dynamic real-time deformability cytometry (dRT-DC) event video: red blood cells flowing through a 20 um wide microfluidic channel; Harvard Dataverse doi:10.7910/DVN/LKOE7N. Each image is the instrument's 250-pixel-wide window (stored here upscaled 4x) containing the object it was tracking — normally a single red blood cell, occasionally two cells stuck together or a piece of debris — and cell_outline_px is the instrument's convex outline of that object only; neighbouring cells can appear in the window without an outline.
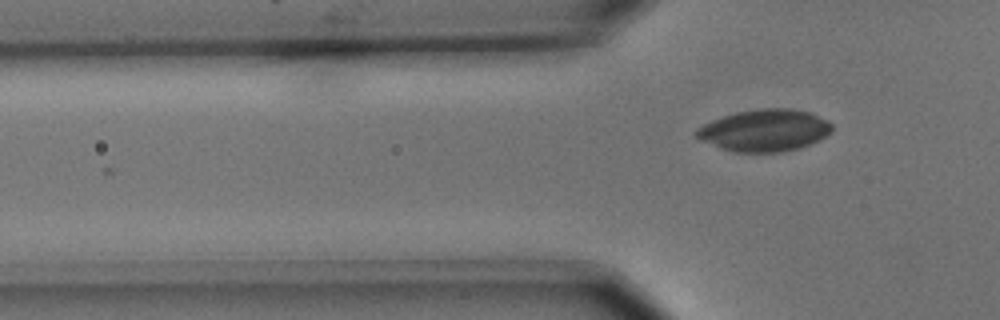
{"species": "common noctule bat (a hibernating species)", "species_latin": "Nyctalus noctula", "temperature_condition": "cold", "stored_images_in_passage": 2, "camera_frame_rate_fps": 3000, "um_per_image_px": 0.085, "animal": {"sex": "male", "body_mass_g": 15.6}, "frame": {"image": 1, "passage_image": 2, "time_ms": 0.333, "image_size_px": [1000, 320], "cell_outline_px": [[832, 132], [800, 148], [784, 152], [732, 152], [720, 148], [700, 140], [696, 136], [696, 128], [712, 120], [736, 112], [760, 108], [792, 108], [808, 112], [828, 120], [832, 124]], "centroid_in_image_um": [64.98, 11.08], "position_along_channel_um": 60.8, "area_um2": 33.12}}